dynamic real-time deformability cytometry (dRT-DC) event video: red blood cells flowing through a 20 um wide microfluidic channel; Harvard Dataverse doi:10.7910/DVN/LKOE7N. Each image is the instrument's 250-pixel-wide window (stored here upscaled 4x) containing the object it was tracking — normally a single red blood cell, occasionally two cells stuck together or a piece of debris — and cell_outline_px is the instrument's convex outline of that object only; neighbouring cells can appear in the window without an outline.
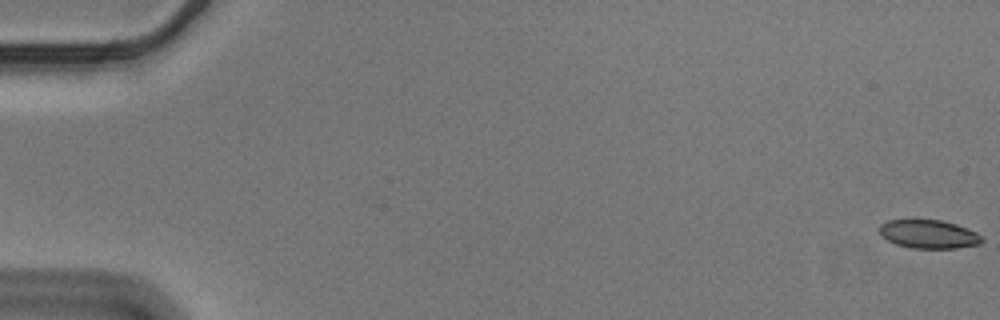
{"species": "Egyptian fruit bat (a non-hibernating species)", "species_latin": "Rousettus aegyptiacus", "temperature_condition": "cold", "stored_images_in_passage": 57, "camera_frame_rate_fps": 3000, "um_per_image_px": 0.085, "animal": {"sex": "male"}, "frame": {"image": 1, "passage_image": 1, "time_ms": 0.0, "image_size_px": [1000, 320], "cell_outline_px": [[984, 240], [980, 244], [956, 248], [912, 248], [896, 244], [880, 236], [880, 224], [888, 220], [908, 216], [916, 216], [940, 220], [956, 224], [968, 228], [976, 232]], "centroid_in_image_um": [78.88, 19.84], "position_along_channel_um": 6.1, "area_um2": 17.86}}
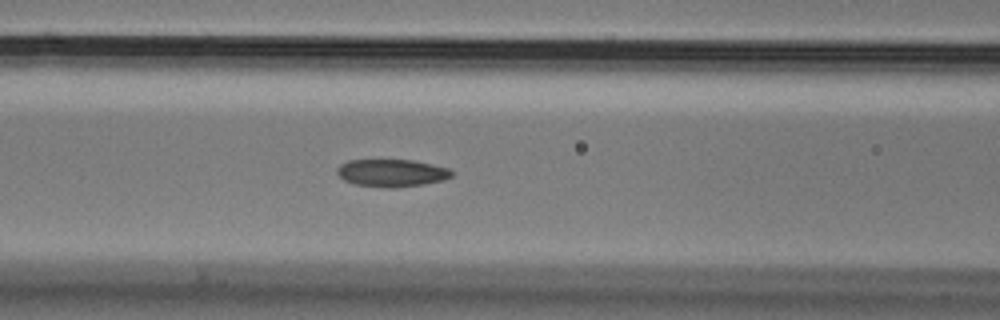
{"frame": {"image": 2, "passage_image": 25, "time_ms": 8.0, "image_size_px": [1000, 320], "cell_outline_px": [[452, 176], [444, 180], [424, 184], [396, 188], [388, 188], [356, 184], [344, 180], [336, 172], [336, 168], [340, 164], [348, 160], [412, 160], [452, 168]], "centroid_in_image_um": [33.32, 14.7], "position_along_channel_um": 133.3, "area_um2": 18.5}}
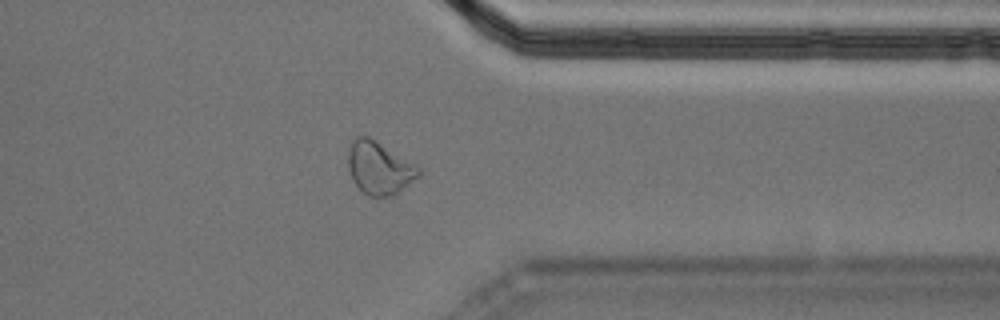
{"frame": {"image": 3, "passage_image": 46, "time_ms": 15.0, "image_size_px": [1000, 320], "cell_outline_px": [[420, 176], [400, 192], [392, 196], [368, 196], [352, 180], [348, 168], [348, 152], [352, 140], [356, 136], [368, 136], [416, 164], [420, 168]], "centroid_in_image_um": [32.25, 14.28], "position_along_channel_um": 379.1, "area_um2": 21.73}, "authors_computed_cell_mechanics": {"area_um2": 18.9006, "velocity_mm_per_s": 3.5717, "shape_relaxation_time_tau1_ms": null, "shape_relaxation_time_tau2_ms": 3.5639, "deformation_change_tau1": null, "deformation_change_tau2": 0.0856}}